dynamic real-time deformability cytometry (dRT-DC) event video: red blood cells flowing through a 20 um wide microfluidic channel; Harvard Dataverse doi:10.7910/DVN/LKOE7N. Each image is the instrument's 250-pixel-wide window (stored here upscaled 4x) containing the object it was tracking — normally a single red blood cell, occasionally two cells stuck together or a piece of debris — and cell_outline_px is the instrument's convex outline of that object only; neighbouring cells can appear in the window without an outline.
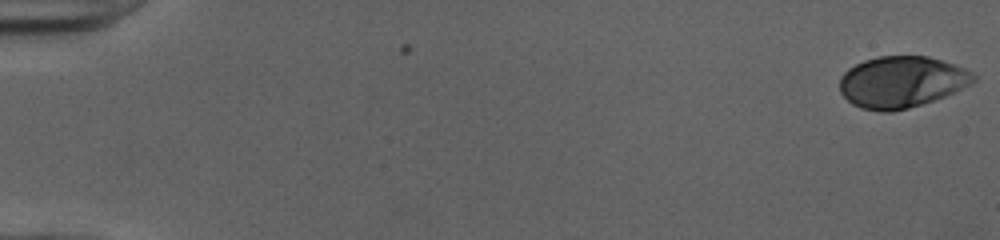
{"species": "human", "species_latin": "Homo sapiens", "temperature_condition": "cold", "stored_images_in_passage": 52, "camera_frame_rate_fps": 3000, "um_per_image_px": 0.085, "donor": {"sex": "female"}, "frame": {"image": 1, "passage_image": 1, "time_ms": 0.0, "image_size_px": [1000, 240], "cell_outline_px": [[976, 80], [972, 84], [944, 96], [908, 108], [888, 112], [880, 112], [860, 108], [852, 104], [840, 92], [840, 76], [848, 68], [864, 60], [880, 56], [928, 56], [964, 68], [972, 72], [976, 76]], "centroid_in_image_um": [76.61, 6.97], "position_along_channel_um": 8.4, "area_um2": 40.0}}
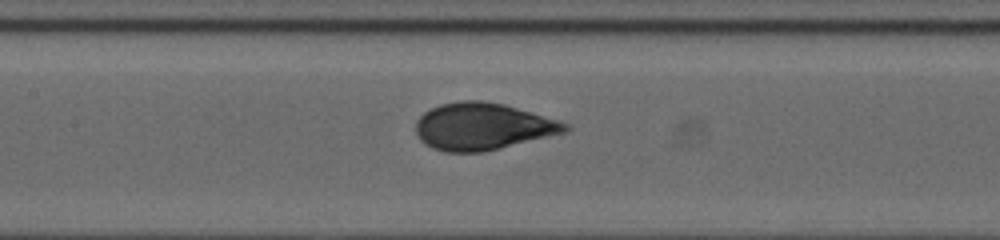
{"frame": {"image": 2, "passage_image": 26, "time_ms": 8.333, "image_size_px": [1000, 240], "cell_outline_px": [[572, 128], [568, 132], [484, 152], [444, 152], [432, 148], [424, 144], [420, 140], [416, 132], [416, 120], [424, 112], [440, 104], [460, 100], [480, 100], [504, 104], [560, 120], [568, 124]], "centroid_in_image_um": [41.04, 10.75], "position_along_channel_um": 166.4, "area_um2": 41.27}}
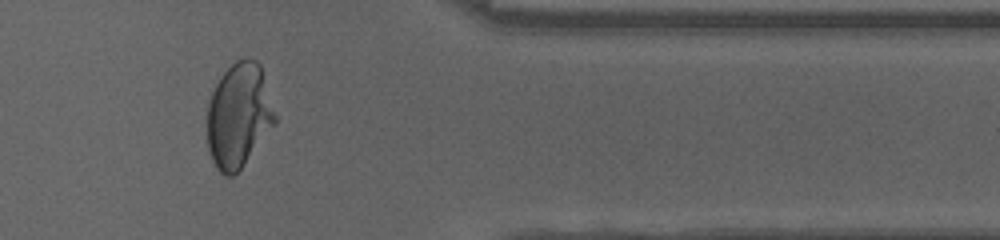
{"frame": {"image": 3, "passage_image": 44, "time_ms": 14.333, "image_size_px": [1000, 240], "cell_outline_px": [[276, 124], [240, 168], [232, 176], [224, 176], [216, 168], [212, 160], [208, 148], [208, 104], [212, 92], [220, 76], [236, 60], [244, 56], [248, 56], [256, 60], [260, 64], [276, 116]], "centroid_in_image_um": [20.3, 9.79], "position_along_channel_um": 391.1, "area_um2": 41.15}, "authors_computed_cell_mechanics": {"area_um2": 40.2288, "velocity_mm_per_s": 3.9939, "shape_relaxation_time_tau1_ms": 4.9758, "shape_relaxation_time_tau2_ms": null, "deformation_change_tau1": 0.2137, "deformation_change_tau2": null}}